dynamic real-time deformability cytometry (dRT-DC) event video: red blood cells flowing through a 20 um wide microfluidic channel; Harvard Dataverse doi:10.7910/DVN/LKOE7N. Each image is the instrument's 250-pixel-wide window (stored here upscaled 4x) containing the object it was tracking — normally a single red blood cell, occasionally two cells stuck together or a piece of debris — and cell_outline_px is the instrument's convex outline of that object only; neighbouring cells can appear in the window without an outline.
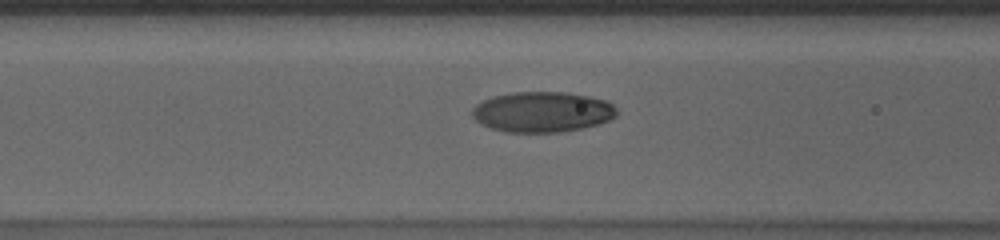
{"species": "human", "species_latin": "Homo sapiens", "temperature_condition": "cold", "stored_images_in_passage": 41, "camera_frame_rate_fps": 3000, "um_per_image_px": 0.085, "donor": {"sex": "male"}, "frame": {"image": 1, "passage_image": 7, "time_ms": 2.0, "image_size_px": [1000, 240], "cell_outline_px": [[616, 116], [608, 120], [584, 128], [560, 132], [504, 132], [480, 124], [472, 116], [472, 108], [476, 104], [492, 96], [512, 92], [568, 92], [608, 100], [616, 108]], "centroid_in_image_um": [46.08, 9.51], "position_along_channel_um": 120.5, "area_um2": 34.22}}
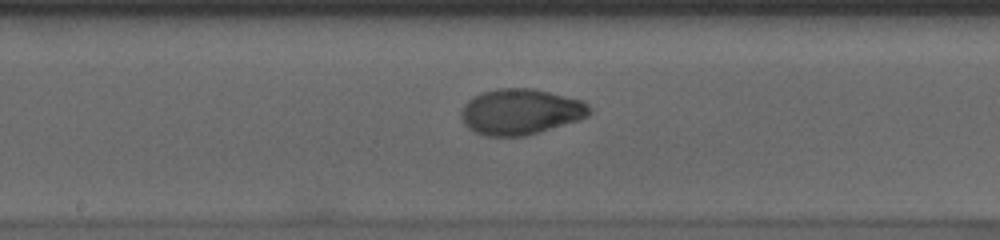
{"frame": {"image": 2, "passage_image": 14, "time_ms": 4.333, "image_size_px": [1000, 240], "cell_outline_px": [[592, 112], [588, 116], [580, 120], [540, 132], [524, 136], [484, 136], [468, 128], [460, 120], [460, 112], [464, 104], [472, 96], [480, 92], [496, 88], [532, 88], [584, 100], [592, 108]], "centroid_in_image_um": [44.25, 9.49], "position_along_channel_um": 204.0, "area_um2": 34.8}}
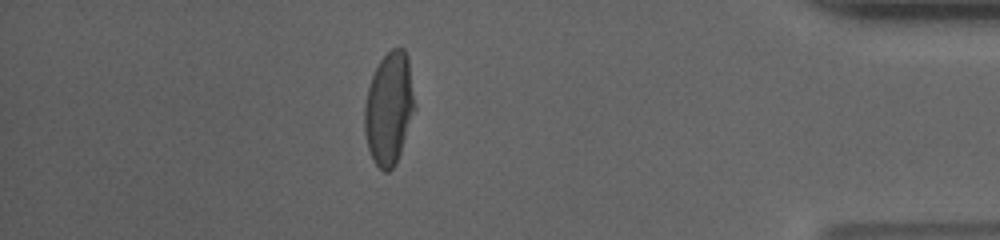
{"frame": {"image": 3, "passage_image": 34, "time_ms": 11.0, "image_size_px": [1000, 240], "cell_outline_px": [[416, 108], [396, 164], [388, 172], [384, 172], [376, 164], [368, 148], [364, 132], [364, 104], [368, 88], [372, 76], [380, 60], [392, 48], [404, 48], [408, 56]], "centroid_in_image_um": [33.07, 9.21], "position_along_channel_um": 402.1, "area_um2": 32.95}, "authors_computed_cell_mechanics": {"area_um2": 33.5818, "velocity_mm_per_s": 3.5738, "shape_relaxation_time_tau1_ms": 6.1038, "shape_relaxation_time_tau2_ms": null, "deformation_change_tau1": 0.2347, "deformation_change_tau2": null}}